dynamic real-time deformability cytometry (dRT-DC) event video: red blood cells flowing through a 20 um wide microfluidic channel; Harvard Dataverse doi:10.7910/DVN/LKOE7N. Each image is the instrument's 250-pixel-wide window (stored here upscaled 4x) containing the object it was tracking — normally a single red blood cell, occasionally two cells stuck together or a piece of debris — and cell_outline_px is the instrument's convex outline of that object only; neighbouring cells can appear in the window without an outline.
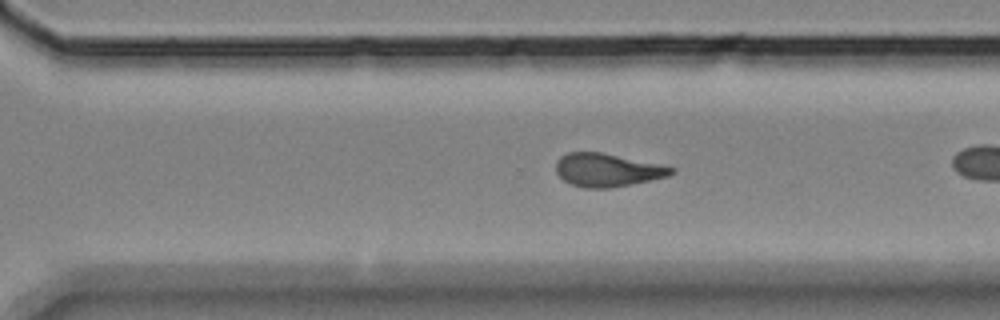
{"species": "Egyptian fruit bat (a non-hibernating species)", "species_latin": "Rousettus aegyptiacus", "temperature_condition": "room temperature", "stored_images_in_passage": 33, "camera_frame_rate_fps": 3000, "um_per_image_px": 0.085, "animal": {"sex": "female"}, "frame": {"image": 1, "passage_image": 28, "time_ms": 9.0, "image_size_px": [1000, 320], "cell_outline_px": [[676, 168], [668, 176], [608, 188], [584, 188], [572, 184], [564, 180], [556, 172], [556, 160], [560, 156], [568, 152], [600, 152]], "centroid_in_image_um": [51.55, 14.44], "position_along_channel_um": 319.1, "area_um2": 21.79}}